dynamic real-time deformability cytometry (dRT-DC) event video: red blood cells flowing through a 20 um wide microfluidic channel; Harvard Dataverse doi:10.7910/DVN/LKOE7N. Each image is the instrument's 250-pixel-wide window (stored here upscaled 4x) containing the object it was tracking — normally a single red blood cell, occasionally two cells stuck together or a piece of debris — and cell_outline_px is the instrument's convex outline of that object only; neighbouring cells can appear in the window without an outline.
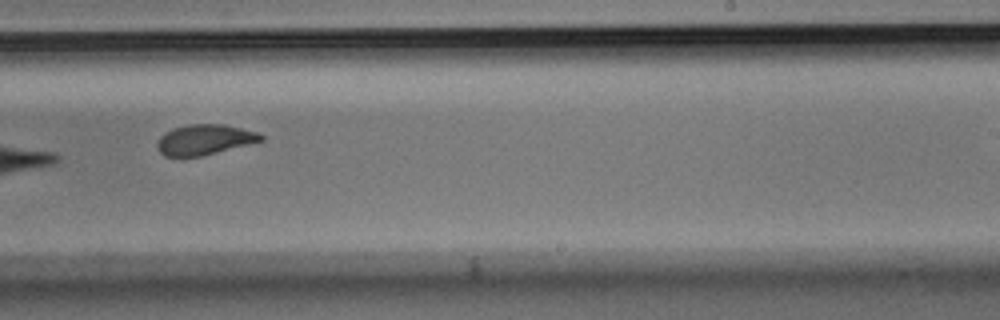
{"species": "Egyptian fruit bat (a non-hibernating species)", "species_latin": "Rousettus aegyptiacus", "temperature_condition": "room temperature", "stored_images_in_passage": 11, "camera_frame_rate_fps": 3000, "um_per_image_px": 0.085, "animal": {"sex": "male"}, "frame": {"image": 1, "passage_image": 10, "time_ms": 3.0, "image_size_px": [1000, 320], "cell_outline_px": [[264, 140], [200, 156], [180, 160], [164, 156], [160, 152], [156, 144], [160, 136], [164, 132], [172, 128], [188, 124], [224, 124], [256, 132], [264, 136]], "centroid_in_image_um": [17.29, 11.9], "position_along_channel_um": 271.7, "area_um2": 18.67}}